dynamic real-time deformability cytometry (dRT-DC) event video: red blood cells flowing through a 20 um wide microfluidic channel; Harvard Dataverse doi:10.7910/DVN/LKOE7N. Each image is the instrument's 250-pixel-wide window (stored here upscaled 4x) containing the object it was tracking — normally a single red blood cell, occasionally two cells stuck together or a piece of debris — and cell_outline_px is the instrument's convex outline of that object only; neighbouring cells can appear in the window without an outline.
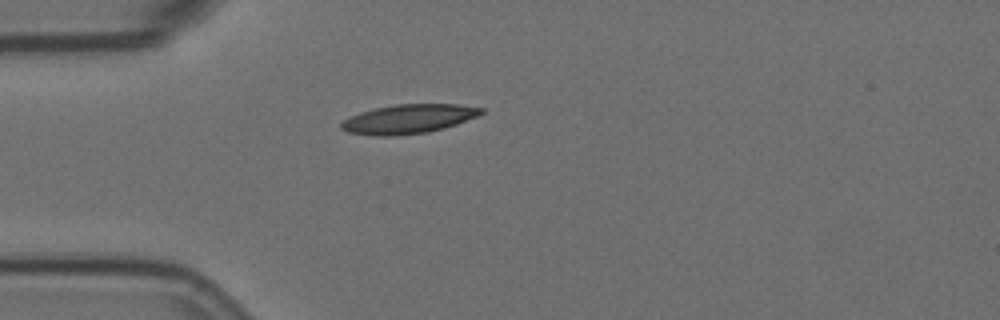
{"species": "Egyptian fruit bat (a non-hibernating species)", "species_latin": "Rousettus aegyptiacus", "temperature_condition": "room temperature", "stored_images_in_passage": 1, "camera_frame_rate_fps": 3000, "um_per_image_px": 0.085, "animal": {"sex": "female"}, "frame": {"image": 1, "passage_image": 1, "time_ms": 0.0, "image_size_px": [1000, 320], "cell_outline_px": [[484, 112], [476, 116], [456, 124], [444, 128], [428, 132], [396, 136], [376, 136], [348, 132], [340, 128], [340, 124], [344, 120], [360, 112], [376, 108], [396, 104], [456, 104], [484, 108]], "centroid_in_image_um": [34.71, 10.11], "position_along_channel_um": 50.3, "area_um2": 23.64}}